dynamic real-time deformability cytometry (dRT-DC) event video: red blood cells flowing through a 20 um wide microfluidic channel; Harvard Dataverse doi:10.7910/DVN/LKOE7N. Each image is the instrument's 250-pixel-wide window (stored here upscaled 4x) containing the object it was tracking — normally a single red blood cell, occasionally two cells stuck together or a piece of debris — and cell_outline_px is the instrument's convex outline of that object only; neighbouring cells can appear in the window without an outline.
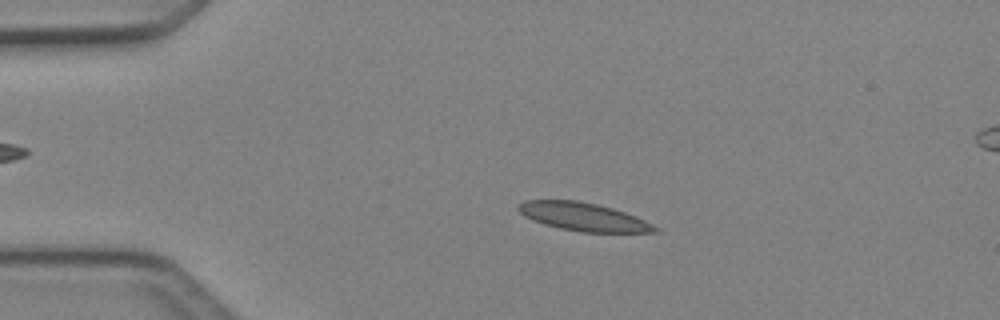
{"species": "Egyptian fruit bat (a non-hibernating species)", "species_latin": "Rousettus aegyptiacus", "temperature_condition": "cold", "stored_images_in_passage": 48, "camera_frame_rate_fps": 3000, "um_per_image_px": 0.085, "animal": {"sex": "female"}, "frame": {"image": 1, "passage_image": 10, "time_ms": 3.0, "image_size_px": [1000, 320], "cell_outline_px": [[660, 232], [580, 232], [560, 228], [544, 224], [532, 220], [524, 216], [516, 208], [524, 200], [576, 200], [596, 204], [612, 208], [636, 216], [660, 228]], "centroid_in_image_um": [49.59, 18.43], "position_along_channel_um": 35.4, "area_um2": 22.37}}
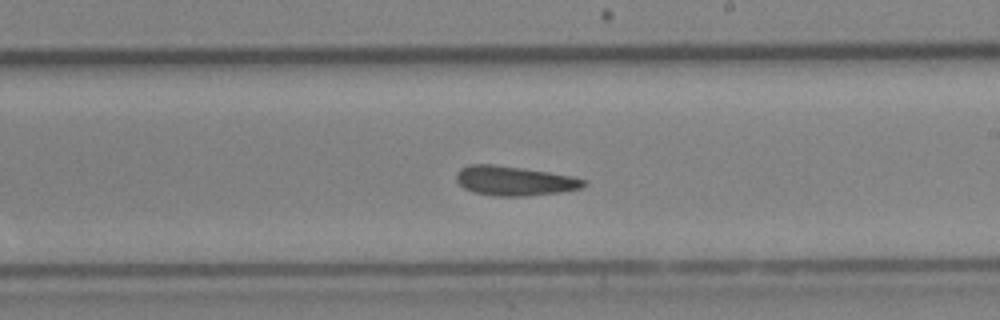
{"frame": {"image": 2, "passage_image": 28, "time_ms": 9.0, "image_size_px": [1000, 320], "cell_outline_px": [[588, 184], [580, 188], [560, 192], [528, 196], [492, 196], [472, 192], [464, 188], [456, 180], [456, 172], [460, 168], [468, 164], [492, 164], [548, 172], [572, 176], [584, 180]], "centroid_in_image_um": [43.67, 15.37], "position_along_channel_um": 245.3, "area_um2": 21.91}}
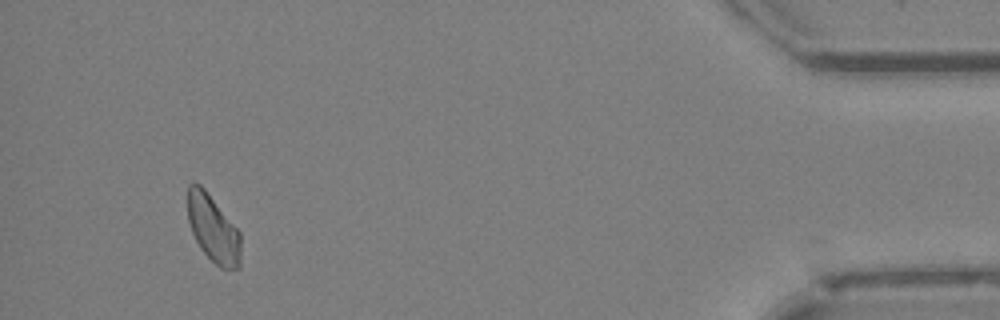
{"frame": {"image": 3, "passage_image": 45, "time_ms": 14.667, "image_size_px": [1000, 320], "cell_outline_px": [[240, 268], [220, 268], [200, 248], [192, 232], [188, 220], [188, 184], [200, 184], [204, 188], [240, 232]], "centroid_in_image_um": [18.11, 19.44], "position_along_channel_um": 417.1, "area_um2": 20.46}, "authors_computed_cell_mechanics": {"area_um2": 21.7039, "velocity_mm_per_s": 4.2126, "shape_relaxation_time_tau1_ms": 2.7712, "shape_relaxation_time_tau2_ms": 4.6703, "deformation_change_tau1": 0.0789, "deformation_change_tau2": 0.1526}}